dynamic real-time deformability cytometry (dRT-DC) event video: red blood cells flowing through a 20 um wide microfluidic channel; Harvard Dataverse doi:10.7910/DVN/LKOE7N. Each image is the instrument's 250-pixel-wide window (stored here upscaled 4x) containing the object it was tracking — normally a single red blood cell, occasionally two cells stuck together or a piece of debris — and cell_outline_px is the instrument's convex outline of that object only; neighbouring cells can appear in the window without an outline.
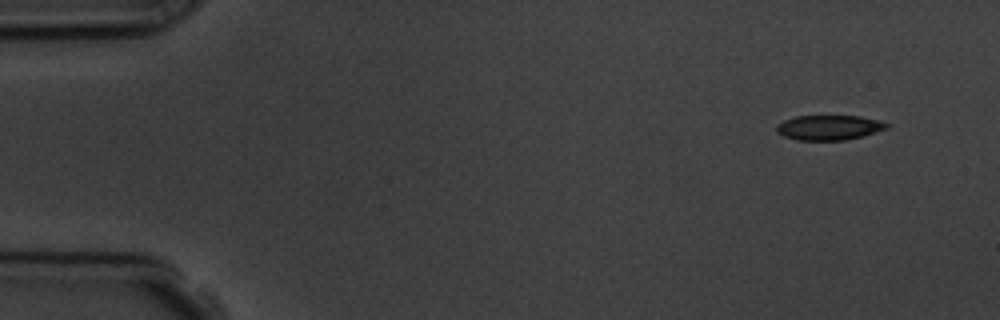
{"species": "common noctule bat (a hibernating species)", "species_latin": "Nyctalus noctula", "temperature_condition": "room temperature", "stored_images_in_passage": 4, "segment_of_instrument_passage": [1, 2], "camera_frame_rate_fps": 3000, "um_per_image_px": 0.085, "animal": {"sex": "male", "body_mass_g": 19.5, "forearm_length_mm": 54.6}, "frame": {"image": 1, "passage_image": 1, "time_ms": 0.0, "image_size_px": [1000, 320], "cell_outline_px": [[892, 124], [888, 128], [864, 136], [844, 140], [796, 140], [784, 136], [776, 132], [776, 124], [784, 120], [796, 116], [860, 116], [880, 120]], "centroid_in_image_um": [70.49, 10.84], "position_along_channel_um": 14.5, "area_um2": 16.18}}
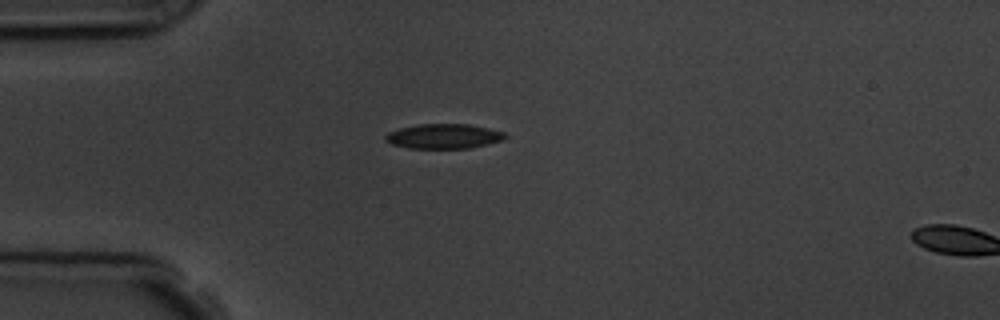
{"frame": {"image": 2, "passage_image": 3, "time_ms": 3.333, "image_size_px": [1000, 320], "cell_outline_px": [[508, 136], [500, 140], [488, 144], [468, 148], [408, 148], [392, 144], [384, 140], [384, 136], [388, 132], [400, 128], [420, 124], [468, 124], [488, 128], [504, 132]], "centroid_in_image_um": [37.69, 11.58], "position_along_channel_um": 47.3, "area_um2": 17.17}}